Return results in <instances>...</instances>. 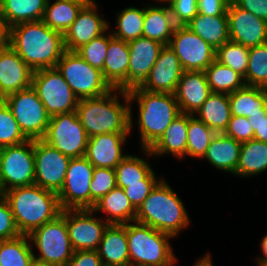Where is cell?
Listing matches in <instances>:
<instances>
[{
    "label": "cell",
    "mask_w": 267,
    "mask_h": 266,
    "mask_svg": "<svg viewBox=\"0 0 267 266\" xmlns=\"http://www.w3.org/2000/svg\"><path fill=\"white\" fill-rule=\"evenodd\" d=\"M94 212H105V221L109 224H126L134 222L137 209L125 195L123 188L115 187L108 194L101 197L93 206Z\"/></svg>",
    "instance_id": "4316f807"
},
{
    "label": "cell",
    "mask_w": 267,
    "mask_h": 266,
    "mask_svg": "<svg viewBox=\"0 0 267 266\" xmlns=\"http://www.w3.org/2000/svg\"><path fill=\"white\" fill-rule=\"evenodd\" d=\"M176 25L173 21L169 5L145 8L143 37L169 45Z\"/></svg>",
    "instance_id": "f1b7e54d"
},
{
    "label": "cell",
    "mask_w": 267,
    "mask_h": 266,
    "mask_svg": "<svg viewBox=\"0 0 267 266\" xmlns=\"http://www.w3.org/2000/svg\"><path fill=\"white\" fill-rule=\"evenodd\" d=\"M2 195L11 207L21 235H29L62 211L58 195L35 184L9 189Z\"/></svg>",
    "instance_id": "3957f363"
},
{
    "label": "cell",
    "mask_w": 267,
    "mask_h": 266,
    "mask_svg": "<svg viewBox=\"0 0 267 266\" xmlns=\"http://www.w3.org/2000/svg\"><path fill=\"white\" fill-rule=\"evenodd\" d=\"M28 236L40 252L38 257L34 254L36 263L64 266L74 253L66 225V210H62L55 219L36 228Z\"/></svg>",
    "instance_id": "52a82bcc"
},
{
    "label": "cell",
    "mask_w": 267,
    "mask_h": 266,
    "mask_svg": "<svg viewBox=\"0 0 267 266\" xmlns=\"http://www.w3.org/2000/svg\"><path fill=\"white\" fill-rule=\"evenodd\" d=\"M188 114L181 113L165 130L159 140L150 148L143 149L147 156L173 154L174 157L186 156Z\"/></svg>",
    "instance_id": "484cf974"
},
{
    "label": "cell",
    "mask_w": 267,
    "mask_h": 266,
    "mask_svg": "<svg viewBox=\"0 0 267 266\" xmlns=\"http://www.w3.org/2000/svg\"><path fill=\"white\" fill-rule=\"evenodd\" d=\"M224 135L241 143L254 139V132L247 117L232 115Z\"/></svg>",
    "instance_id": "681fc988"
},
{
    "label": "cell",
    "mask_w": 267,
    "mask_h": 266,
    "mask_svg": "<svg viewBox=\"0 0 267 266\" xmlns=\"http://www.w3.org/2000/svg\"><path fill=\"white\" fill-rule=\"evenodd\" d=\"M88 139L76 111L51 116L43 138L71 158L85 156Z\"/></svg>",
    "instance_id": "7c38bea8"
},
{
    "label": "cell",
    "mask_w": 267,
    "mask_h": 266,
    "mask_svg": "<svg viewBox=\"0 0 267 266\" xmlns=\"http://www.w3.org/2000/svg\"><path fill=\"white\" fill-rule=\"evenodd\" d=\"M128 46L130 61L128 65L127 84L121 89L126 93L141 88L145 84L150 70L164 45L149 38L139 37L129 41Z\"/></svg>",
    "instance_id": "ac0fdd59"
},
{
    "label": "cell",
    "mask_w": 267,
    "mask_h": 266,
    "mask_svg": "<svg viewBox=\"0 0 267 266\" xmlns=\"http://www.w3.org/2000/svg\"><path fill=\"white\" fill-rule=\"evenodd\" d=\"M248 120L254 132V140L267 142V114H255Z\"/></svg>",
    "instance_id": "db71d44e"
},
{
    "label": "cell",
    "mask_w": 267,
    "mask_h": 266,
    "mask_svg": "<svg viewBox=\"0 0 267 266\" xmlns=\"http://www.w3.org/2000/svg\"><path fill=\"white\" fill-rule=\"evenodd\" d=\"M64 266H103L97 250L74 251Z\"/></svg>",
    "instance_id": "f907efd6"
},
{
    "label": "cell",
    "mask_w": 267,
    "mask_h": 266,
    "mask_svg": "<svg viewBox=\"0 0 267 266\" xmlns=\"http://www.w3.org/2000/svg\"><path fill=\"white\" fill-rule=\"evenodd\" d=\"M248 57V47L229 40L216 49L215 60L245 77L248 67Z\"/></svg>",
    "instance_id": "b9f144b4"
},
{
    "label": "cell",
    "mask_w": 267,
    "mask_h": 266,
    "mask_svg": "<svg viewBox=\"0 0 267 266\" xmlns=\"http://www.w3.org/2000/svg\"><path fill=\"white\" fill-rule=\"evenodd\" d=\"M261 250L264 257H258V260H256L257 264L267 263V234L263 237L261 241Z\"/></svg>",
    "instance_id": "9f6ffc18"
},
{
    "label": "cell",
    "mask_w": 267,
    "mask_h": 266,
    "mask_svg": "<svg viewBox=\"0 0 267 266\" xmlns=\"http://www.w3.org/2000/svg\"><path fill=\"white\" fill-rule=\"evenodd\" d=\"M169 46L183 71H205L215 60L216 49L186 26H176Z\"/></svg>",
    "instance_id": "9a60e30c"
},
{
    "label": "cell",
    "mask_w": 267,
    "mask_h": 266,
    "mask_svg": "<svg viewBox=\"0 0 267 266\" xmlns=\"http://www.w3.org/2000/svg\"><path fill=\"white\" fill-rule=\"evenodd\" d=\"M157 1H159V2L161 1V2H163V3H164V2H165V3L167 2V3L169 4V3H170L171 1H173V0H157Z\"/></svg>",
    "instance_id": "680465c9"
},
{
    "label": "cell",
    "mask_w": 267,
    "mask_h": 266,
    "mask_svg": "<svg viewBox=\"0 0 267 266\" xmlns=\"http://www.w3.org/2000/svg\"><path fill=\"white\" fill-rule=\"evenodd\" d=\"M267 170V142L250 140L243 142L234 175L247 177Z\"/></svg>",
    "instance_id": "e575fe53"
},
{
    "label": "cell",
    "mask_w": 267,
    "mask_h": 266,
    "mask_svg": "<svg viewBox=\"0 0 267 266\" xmlns=\"http://www.w3.org/2000/svg\"><path fill=\"white\" fill-rule=\"evenodd\" d=\"M34 140L1 148L0 194L15 187L34 185Z\"/></svg>",
    "instance_id": "9c48e42d"
},
{
    "label": "cell",
    "mask_w": 267,
    "mask_h": 266,
    "mask_svg": "<svg viewBox=\"0 0 267 266\" xmlns=\"http://www.w3.org/2000/svg\"><path fill=\"white\" fill-rule=\"evenodd\" d=\"M97 7L94 0H89L79 11L76 20L63 34L67 51H76L95 37L109 31V24L98 15Z\"/></svg>",
    "instance_id": "d6986e66"
},
{
    "label": "cell",
    "mask_w": 267,
    "mask_h": 266,
    "mask_svg": "<svg viewBox=\"0 0 267 266\" xmlns=\"http://www.w3.org/2000/svg\"><path fill=\"white\" fill-rule=\"evenodd\" d=\"M168 5L176 26H185L198 14L197 0H173Z\"/></svg>",
    "instance_id": "7dc6e473"
},
{
    "label": "cell",
    "mask_w": 267,
    "mask_h": 266,
    "mask_svg": "<svg viewBox=\"0 0 267 266\" xmlns=\"http://www.w3.org/2000/svg\"><path fill=\"white\" fill-rule=\"evenodd\" d=\"M230 41L251 48L267 43V21L238 7L232 0L227 7Z\"/></svg>",
    "instance_id": "e0dca14e"
},
{
    "label": "cell",
    "mask_w": 267,
    "mask_h": 266,
    "mask_svg": "<svg viewBox=\"0 0 267 266\" xmlns=\"http://www.w3.org/2000/svg\"><path fill=\"white\" fill-rule=\"evenodd\" d=\"M193 266H213L211 255L209 253H207L201 259L199 258L198 262H196L195 265H193Z\"/></svg>",
    "instance_id": "6f0895ef"
},
{
    "label": "cell",
    "mask_w": 267,
    "mask_h": 266,
    "mask_svg": "<svg viewBox=\"0 0 267 266\" xmlns=\"http://www.w3.org/2000/svg\"><path fill=\"white\" fill-rule=\"evenodd\" d=\"M56 68L78 99L101 97L113 90L102 71L90 66L75 51L66 50Z\"/></svg>",
    "instance_id": "ba28073f"
},
{
    "label": "cell",
    "mask_w": 267,
    "mask_h": 266,
    "mask_svg": "<svg viewBox=\"0 0 267 266\" xmlns=\"http://www.w3.org/2000/svg\"><path fill=\"white\" fill-rule=\"evenodd\" d=\"M106 31L92 39L89 43L82 45L75 52L80 55L90 66L103 70L109 45V35Z\"/></svg>",
    "instance_id": "ee69618b"
},
{
    "label": "cell",
    "mask_w": 267,
    "mask_h": 266,
    "mask_svg": "<svg viewBox=\"0 0 267 266\" xmlns=\"http://www.w3.org/2000/svg\"><path fill=\"white\" fill-rule=\"evenodd\" d=\"M232 115L251 117L267 114V89L245 86L228 94Z\"/></svg>",
    "instance_id": "1f68e13d"
},
{
    "label": "cell",
    "mask_w": 267,
    "mask_h": 266,
    "mask_svg": "<svg viewBox=\"0 0 267 266\" xmlns=\"http://www.w3.org/2000/svg\"><path fill=\"white\" fill-rule=\"evenodd\" d=\"M89 0H56L47 2L42 21L51 29L65 33Z\"/></svg>",
    "instance_id": "d6a6232c"
},
{
    "label": "cell",
    "mask_w": 267,
    "mask_h": 266,
    "mask_svg": "<svg viewBox=\"0 0 267 266\" xmlns=\"http://www.w3.org/2000/svg\"><path fill=\"white\" fill-rule=\"evenodd\" d=\"M241 144L223 133L216 134L203 158L219 170L234 174L239 161Z\"/></svg>",
    "instance_id": "83f0119b"
},
{
    "label": "cell",
    "mask_w": 267,
    "mask_h": 266,
    "mask_svg": "<svg viewBox=\"0 0 267 266\" xmlns=\"http://www.w3.org/2000/svg\"><path fill=\"white\" fill-rule=\"evenodd\" d=\"M92 213V209L66 210V225L74 251L98 249L109 223L93 217Z\"/></svg>",
    "instance_id": "2e32d148"
},
{
    "label": "cell",
    "mask_w": 267,
    "mask_h": 266,
    "mask_svg": "<svg viewBox=\"0 0 267 266\" xmlns=\"http://www.w3.org/2000/svg\"><path fill=\"white\" fill-rule=\"evenodd\" d=\"M238 7L267 21V0H232Z\"/></svg>",
    "instance_id": "f5cc1de1"
},
{
    "label": "cell",
    "mask_w": 267,
    "mask_h": 266,
    "mask_svg": "<svg viewBox=\"0 0 267 266\" xmlns=\"http://www.w3.org/2000/svg\"><path fill=\"white\" fill-rule=\"evenodd\" d=\"M70 160L71 157L43 139L34 140V184L58 194L63 187Z\"/></svg>",
    "instance_id": "5bb4252c"
},
{
    "label": "cell",
    "mask_w": 267,
    "mask_h": 266,
    "mask_svg": "<svg viewBox=\"0 0 267 266\" xmlns=\"http://www.w3.org/2000/svg\"><path fill=\"white\" fill-rule=\"evenodd\" d=\"M246 86L267 89V43L249 48Z\"/></svg>",
    "instance_id": "60d3db41"
},
{
    "label": "cell",
    "mask_w": 267,
    "mask_h": 266,
    "mask_svg": "<svg viewBox=\"0 0 267 266\" xmlns=\"http://www.w3.org/2000/svg\"><path fill=\"white\" fill-rule=\"evenodd\" d=\"M129 61L128 42L109 34V45L102 73L113 89L121 90L127 84Z\"/></svg>",
    "instance_id": "d4e9b609"
},
{
    "label": "cell",
    "mask_w": 267,
    "mask_h": 266,
    "mask_svg": "<svg viewBox=\"0 0 267 266\" xmlns=\"http://www.w3.org/2000/svg\"><path fill=\"white\" fill-rule=\"evenodd\" d=\"M185 26L214 49L221 47L230 40L227 15L208 16L198 13Z\"/></svg>",
    "instance_id": "f546056e"
},
{
    "label": "cell",
    "mask_w": 267,
    "mask_h": 266,
    "mask_svg": "<svg viewBox=\"0 0 267 266\" xmlns=\"http://www.w3.org/2000/svg\"><path fill=\"white\" fill-rule=\"evenodd\" d=\"M33 70L10 47L0 49V100L31 87Z\"/></svg>",
    "instance_id": "44dd1931"
},
{
    "label": "cell",
    "mask_w": 267,
    "mask_h": 266,
    "mask_svg": "<svg viewBox=\"0 0 267 266\" xmlns=\"http://www.w3.org/2000/svg\"><path fill=\"white\" fill-rule=\"evenodd\" d=\"M135 221L173 237L190 224L182 200L163 178L137 209Z\"/></svg>",
    "instance_id": "5b68a950"
},
{
    "label": "cell",
    "mask_w": 267,
    "mask_h": 266,
    "mask_svg": "<svg viewBox=\"0 0 267 266\" xmlns=\"http://www.w3.org/2000/svg\"><path fill=\"white\" fill-rule=\"evenodd\" d=\"M258 266H267V263L265 264H257Z\"/></svg>",
    "instance_id": "94428289"
},
{
    "label": "cell",
    "mask_w": 267,
    "mask_h": 266,
    "mask_svg": "<svg viewBox=\"0 0 267 266\" xmlns=\"http://www.w3.org/2000/svg\"><path fill=\"white\" fill-rule=\"evenodd\" d=\"M128 98L130 103L136 100L138 104L141 148L150 149L181 114L175 95L137 88L128 93Z\"/></svg>",
    "instance_id": "277c9868"
},
{
    "label": "cell",
    "mask_w": 267,
    "mask_h": 266,
    "mask_svg": "<svg viewBox=\"0 0 267 266\" xmlns=\"http://www.w3.org/2000/svg\"><path fill=\"white\" fill-rule=\"evenodd\" d=\"M10 44V27L3 17L0 9V49Z\"/></svg>",
    "instance_id": "11a10c76"
},
{
    "label": "cell",
    "mask_w": 267,
    "mask_h": 266,
    "mask_svg": "<svg viewBox=\"0 0 267 266\" xmlns=\"http://www.w3.org/2000/svg\"><path fill=\"white\" fill-rule=\"evenodd\" d=\"M231 0H197L198 13L208 16L227 15V7Z\"/></svg>",
    "instance_id": "816d5d0a"
},
{
    "label": "cell",
    "mask_w": 267,
    "mask_h": 266,
    "mask_svg": "<svg viewBox=\"0 0 267 266\" xmlns=\"http://www.w3.org/2000/svg\"><path fill=\"white\" fill-rule=\"evenodd\" d=\"M129 133H104L88 139L85 157L95 168L115 167L129 154L122 153V145Z\"/></svg>",
    "instance_id": "7402d4cb"
},
{
    "label": "cell",
    "mask_w": 267,
    "mask_h": 266,
    "mask_svg": "<svg viewBox=\"0 0 267 266\" xmlns=\"http://www.w3.org/2000/svg\"><path fill=\"white\" fill-rule=\"evenodd\" d=\"M144 158L135 155H127L116 167V185L125 188L128 184L142 183L153 168Z\"/></svg>",
    "instance_id": "ab89813d"
},
{
    "label": "cell",
    "mask_w": 267,
    "mask_h": 266,
    "mask_svg": "<svg viewBox=\"0 0 267 266\" xmlns=\"http://www.w3.org/2000/svg\"><path fill=\"white\" fill-rule=\"evenodd\" d=\"M196 116L188 114L186 156L203 158L216 133Z\"/></svg>",
    "instance_id": "74e56055"
},
{
    "label": "cell",
    "mask_w": 267,
    "mask_h": 266,
    "mask_svg": "<svg viewBox=\"0 0 267 266\" xmlns=\"http://www.w3.org/2000/svg\"><path fill=\"white\" fill-rule=\"evenodd\" d=\"M94 166L85 156L71 158L58 195L62 210L90 209V183Z\"/></svg>",
    "instance_id": "4fadbf2b"
},
{
    "label": "cell",
    "mask_w": 267,
    "mask_h": 266,
    "mask_svg": "<svg viewBox=\"0 0 267 266\" xmlns=\"http://www.w3.org/2000/svg\"><path fill=\"white\" fill-rule=\"evenodd\" d=\"M97 252L103 266H130L126 224H109Z\"/></svg>",
    "instance_id": "cb8c5ba5"
},
{
    "label": "cell",
    "mask_w": 267,
    "mask_h": 266,
    "mask_svg": "<svg viewBox=\"0 0 267 266\" xmlns=\"http://www.w3.org/2000/svg\"><path fill=\"white\" fill-rule=\"evenodd\" d=\"M118 92L126 105L119 101ZM131 110L128 93L120 89H113L97 98L79 99L76 107L78 118L89 138L104 133H131Z\"/></svg>",
    "instance_id": "7a4b0ae2"
},
{
    "label": "cell",
    "mask_w": 267,
    "mask_h": 266,
    "mask_svg": "<svg viewBox=\"0 0 267 266\" xmlns=\"http://www.w3.org/2000/svg\"><path fill=\"white\" fill-rule=\"evenodd\" d=\"M11 207L0 194V240H9L20 236Z\"/></svg>",
    "instance_id": "c3c4849f"
},
{
    "label": "cell",
    "mask_w": 267,
    "mask_h": 266,
    "mask_svg": "<svg viewBox=\"0 0 267 266\" xmlns=\"http://www.w3.org/2000/svg\"><path fill=\"white\" fill-rule=\"evenodd\" d=\"M160 181L161 180H157L155 172L152 171L142 180V183L128 184L123 190L131 204L138 209Z\"/></svg>",
    "instance_id": "bcb514c9"
},
{
    "label": "cell",
    "mask_w": 267,
    "mask_h": 266,
    "mask_svg": "<svg viewBox=\"0 0 267 266\" xmlns=\"http://www.w3.org/2000/svg\"><path fill=\"white\" fill-rule=\"evenodd\" d=\"M32 266H46V265H43V264H39V263L34 262V264Z\"/></svg>",
    "instance_id": "91938a15"
},
{
    "label": "cell",
    "mask_w": 267,
    "mask_h": 266,
    "mask_svg": "<svg viewBox=\"0 0 267 266\" xmlns=\"http://www.w3.org/2000/svg\"><path fill=\"white\" fill-rule=\"evenodd\" d=\"M29 236L0 240V266H32L35 262Z\"/></svg>",
    "instance_id": "d590c367"
},
{
    "label": "cell",
    "mask_w": 267,
    "mask_h": 266,
    "mask_svg": "<svg viewBox=\"0 0 267 266\" xmlns=\"http://www.w3.org/2000/svg\"><path fill=\"white\" fill-rule=\"evenodd\" d=\"M28 140L21 132L10 108L0 100V148Z\"/></svg>",
    "instance_id": "7bdbcfd3"
},
{
    "label": "cell",
    "mask_w": 267,
    "mask_h": 266,
    "mask_svg": "<svg viewBox=\"0 0 267 266\" xmlns=\"http://www.w3.org/2000/svg\"><path fill=\"white\" fill-rule=\"evenodd\" d=\"M9 46L33 72L56 68L66 51L63 33L51 29L42 20L12 26Z\"/></svg>",
    "instance_id": "6da1fadb"
},
{
    "label": "cell",
    "mask_w": 267,
    "mask_h": 266,
    "mask_svg": "<svg viewBox=\"0 0 267 266\" xmlns=\"http://www.w3.org/2000/svg\"><path fill=\"white\" fill-rule=\"evenodd\" d=\"M31 86L50 116L76 111L79 99L57 68L34 71Z\"/></svg>",
    "instance_id": "8fae6325"
},
{
    "label": "cell",
    "mask_w": 267,
    "mask_h": 266,
    "mask_svg": "<svg viewBox=\"0 0 267 266\" xmlns=\"http://www.w3.org/2000/svg\"><path fill=\"white\" fill-rule=\"evenodd\" d=\"M196 114L216 134L224 133L232 116L228 94L212 93Z\"/></svg>",
    "instance_id": "4dcf8cb0"
},
{
    "label": "cell",
    "mask_w": 267,
    "mask_h": 266,
    "mask_svg": "<svg viewBox=\"0 0 267 266\" xmlns=\"http://www.w3.org/2000/svg\"><path fill=\"white\" fill-rule=\"evenodd\" d=\"M116 185V172L112 168H94L90 183V209Z\"/></svg>",
    "instance_id": "f6af8a7d"
},
{
    "label": "cell",
    "mask_w": 267,
    "mask_h": 266,
    "mask_svg": "<svg viewBox=\"0 0 267 266\" xmlns=\"http://www.w3.org/2000/svg\"><path fill=\"white\" fill-rule=\"evenodd\" d=\"M3 101L27 139L44 138L51 116L32 86L6 96Z\"/></svg>",
    "instance_id": "30bf717a"
},
{
    "label": "cell",
    "mask_w": 267,
    "mask_h": 266,
    "mask_svg": "<svg viewBox=\"0 0 267 266\" xmlns=\"http://www.w3.org/2000/svg\"><path fill=\"white\" fill-rule=\"evenodd\" d=\"M211 94L205 71H183L174 93L181 113L192 115Z\"/></svg>",
    "instance_id": "603a6c76"
},
{
    "label": "cell",
    "mask_w": 267,
    "mask_h": 266,
    "mask_svg": "<svg viewBox=\"0 0 267 266\" xmlns=\"http://www.w3.org/2000/svg\"><path fill=\"white\" fill-rule=\"evenodd\" d=\"M182 73L183 69L174 50L169 45H164L141 89L174 94Z\"/></svg>",
    "instance_id": "ffe728a7"
},
{
    "label": "cell",
    "mask_w": 267,
    "mask_h": 266,
    "mask_svg": "<svg viewBox=\"0 0 267 266\" xmlns=\"http://www.w3.org/2000/svg\"><path fill=\"white\" fill-rule=\"evenodd\" d=\"M126 223L130 266H174L177 261L168 239L173 236L136 222Z\"/></svg>",
    "instance_id": "8992f818"
},
{
    "label": "cell",
    "mask_w": 267,
    "mask_h": 266,
    "mask_svg": "<svg viewBox=\"0 0 267 266\" xmlns=\"http://www.w3.org/2000/svg\"><path fill=\"white\" fill-rule=\"evenodd\" d=\"M117 15L118 29L111 32L113 37L126 42L143 37L145 8L127 7Z\"/></svg>",
    "instance_id": "f35d334b"
},
{
    "label": "cell",
    "mask_w": 267,
    "mask_h": 266,
    "mask_svg": "<svg viewBox=\"0 0 267 266\" xmlns=\"http://www.w3.org/2000/svg\"><path fill=\"white\" fill-rule=\"evenodd\" d=\"M47 0H4L1 13L8 26L42 20Z\"/></svg>",
    "instance_id": "836d02e7"
},
{
    "label": "cell",
    "mask_w": 267,
    "mask_h": 266,
    "mask_svg": "<svg viewBox=\"0 0 267 266\" xmlns=\"http://www.w3.org/2000/svg\"><path fill=\"white\" fill-rule=\"evenodd\" d=\"M205 74L212 93L231 94L246 86L242 75L217 60L211 63Z\"/></svg>",
    "instance_id": "8d00e7d4"
}]
</instances>
